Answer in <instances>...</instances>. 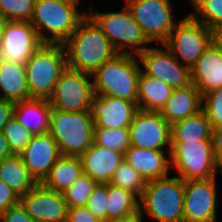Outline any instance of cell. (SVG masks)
I'll return each mask as SVG.
<instances>
[{"label":"cell","mask_w":222,"mask_h":222,"mask_svg":"<svg viewBox=\"0 0 222 222\" xmlns=\"http://www.w3.org/2000/svg\"><path fill=\"white\" fill-rule=\"evenodd\" d=\"M63 45L67 67L89 75L118 54L108 37L88 14Z\"/></svg>","instance_id":"1"},{"label":"cell","mask_w":222,"mask_h":222,"mask_svg":"<svg viewBox=\"0 0 222 222\" xmlns=\"http://www.w3.org/2000/svg\"><path fill=\"white\" fill-rule=\"evenodd\" d=\"M79 3L80 0H36L30 23L39 40L63 44L87 15L78 10Z\"/></svg>","instance_id":"2"},{"label":"cell","mask_w":222,"mask_h":222,"mask_svg":"<svg viewBox=\"0 0 222 222\" xmlns=\"http://www.w3.org/2000/svg\"><path fill=\"white\" fill-rule=\"evenodd\" d=\"M168 176L146 181L139 213L154 222H184V180Z\"/></svg>","instance_id":"3"},{"label":"cell","mask_w":222,"mask_h":222,"mask_svg":"<svg viewBox=\"0 0 222 222\" xmlns=\"http://www.w3.org/2000/svg\"><path fill=\"white\" fill-rule=\"evenodd\" d=\"M136 58L138 56L117 54L101 65L91 75L94 95L122 98L137 104L138 80L142 67Z\"/></svg>","instance_id":"4"},{"label":"cell","mask_w":222,"mask_h":222,"mask_svg":"<svg viewBox=\"0 0 222 222\" xmlns=\"http://www.w3.org/2000/svg\"><path fill=\"white\" fill-rule=\"evenodd\" d=\"M94 128L90 111L51 110L49 134L62 156L80 157L94 143Z\"/></svg>","instance_id":"5"},{"label":"cell","mask_w":222,"mask_h":222,"mask_svg":"<svg viewBox=\"0 0 222 222\" xmlns=\"http://www.w3.org/2000/svg\"><path fill=\"white\" fill-rule=\"evenodd\" d=\"M66 67L64 45L42 43L25 63L30 98L49 99Z\"/></svg>","instance_id":"6"},{"label":"cell","mask_w":222,"mask_h":222,"mask_svg":"<svg viewBox=\"0 0 222 222\" xmlns=\"http://www.w3.org/2000/svg\"><path fill=\"white\" fill-rule=\"evenodd\" d=\"M87 14L108 37L118 54L138 56L148 48L150 42L142 33L126 5L120 12L99 13L96 11L94 13L93 8H90ZM128 47L131 49L127 50Z\"/></svg>","instance_id":"7"},{"label":"cell","mask_w":222,"mask_h":222,"mask_svg":"<svg viewBox=\"0 0 222 222\" xmlns=\"http://www.w3.org/2000/svg\"><path fill=\"white\" fill-rule=\"evenodd\" d=\"M170 168L183 180L217 177V162L212 141L171 143Z\"/></svg>","instance_id":"8"},{"label":"cell","mask_w":222,"mask_h":222,"mask_svg":"<svg viewBox=\"0 0 222 222\" xmlns=\"http://www.w3.org/2000/svg\"><path fill=\"white\" fill-rule=\"evenodd\" d=\"M212 42V30L191 14L182 18L162 44L182 65L191 67Z\"/></svg>","instance_id":"9"},{"label":"cell","mask_w":222,"mask_h":222,"mask_svg":"<svg viewBox=\"0 0 222 222\" xmlns=\"http://www.w3.org/2000/svg\"><path fill=\"white\" fill-rule=\"evenodd\" d=\"M92 76L66 67L55 84L52 96L48 99L51 108L61 111H90L91 100L95 96Z\"/></svg>","instance_id":"10"},{"label":"cell","mask_w":222,"mask_h":222,"mask_svg":"<svg viewBox=\"0 0 222 222\" xmlns=\"http://www.w3.org/2000/svg\"><path fill=\"white\" fill-rule=\"evenodd\" d=\"M170 0H126V6L149 42L162 45L177 24Z\"/></svg>","instance_id":"11"},{"label":"cell","mask_w":222,"mask_h":222,"mask_svg":"<svg viewBox=\"0 0 222 222\" xmlns=\"http://www.w3.org/2000/svg\"><path fill=\"white\" fill-rule=\"evenodd\" d=\"M217 177L184 180V222H217Z\"/></svg>","instance_id":"12"},{"label":"cell","mask_w":222,"mask_h":222,"mask_svg":"<svg viewBox=\"0 0 222 222\" xmlns=\"http://www.w3.org/2000/svg\"><path fill=\"white\" fill-rule=\"evenodd\" d=\"M142 71L156 79H161L173 89L191 84L190 68L182 65L163 45L148 47L138 55Z\"/></svg>","instance_id":"13"},{"label":"cell","mask_w":222,"mask_h":222,"mask_svg":"<svg viewBox=\"0 0 222 222\" xmlns=\"http://www.w3.org/2000/svg\"><path fill=\"white\" fill-rule=\"evenodd\" d=\"M170 131L171 125L160 112L138 110L129 126L130 143L144 149H167L170 155Z\"/></svg>","instance_id":"14"},{"label":"cell","mask_w":222,"mask_h":222,"mask_svg":"<svg viewBox=\"0 0 222 222\" xmlns=\"http://www.w3.org/2000/svg\"><path fill=\"white\" fill-rule=\"evenodd\" d=\"M41 44L30 22L4 20L0 39V60L25 64Z\"/></svg>","instance_id":"15"},{"label":"cell","mask_w":222,"mask_h":222,"mask_svg":"<svg viewBox=\"0 0 222 222\" xmlns=\"http://www.w3.org/2000/svg\"><path fill=\"white\" fill-rule=\"evenodd\" d=\"M19 203L36 222H66L68 205L63 193L42 183L19 197Z\"/></svg>","instance_id":"16"},{"label":"cell","mask_w":222,"mask_h":222,"mask_svg":"<svg viewBox=\"0 0 222 222\" xmlns=\"http://www.w3.org/2000/svg\"><path fill=\"white\" fill-rule=\"evenodd\" d=\"M138 105L126 99L95 95L90 114L94 126L99 128H129L138 111Z\"/></svg>","instance_id":"17"},{"label":"cell","mask_w":222,"mask_h":222,"mask_svg":"<svg viewBox=\"0 0 222 222\" xmlns=\"http://www.w3.org/2000/svg\"><path fill=\"white\" fill-rule=\"evenodd\" d=\"M20 155L30 175L37 183H42L61 152L54 138L46 133L34 135Z\"/></svg>","instance_id":"18"},{"label":"cell","mask_w":222,"mask_h":222,"mask_svg":"<svg viewBox=\"0 0 222 222\" xmlns=\"http://www.w3.org/2000/svg\"><path fill=\"white\" fill-rule=\"evenodd\" d=\"M83 174L97 183L106 184L124 160V153L92 144L80 157Z\"/></svg>","instance_id":"19"},{"label":"cell","mask_w":222,"mask_h":222,"mask_svg":"<svg viewBox=\"0 0 222 222\" xmlns=\"http://www.w3.org/2000/svg\"><path fill=\"white\" fill-rule=\"evenodd\" d=\"M191 82L201 96L222 88V52L212 41L190 69Z\"/></svg>","instance_id":"20"},{"label":"cell","mask_w":222,"mask_h":222,"mask_svg":"<svg viewBox=\"0 0 222 222\" xmlns=\"http://www.w3.org/2000/svg\"><path fill=\"white\" fill-rule=\"evenodd\" d=\"M165 153H167L165 150L144 149L130 145L124 152V160L149 181L169 175L170 157Z\"/></svg>","instance_id":"21"},{"label":"cell","mask_w":222,"mask_h":222,"mask_svg":"<svg viewBox=\"0 0 222 222\" xmlns=\"http://www.w3.org/2000/svg\"><path fill=\"white\" fill-rule=\"evenodd\" d=\"M202 110V96L192 83L188 86L176 88L166 101L160 114L171 125L174 122L193 116Z\"/></svg>","instance_id":"22"},{"label":"cell","mask_w":222,"mask_h":222,"mask_svg":"<svg viewBox=\"0 0 222 222\" xmlns=\"http://www.w3.org/2000/svg\"><path fill=\"white\" fill-rule=\"evenodd\" d=\"M51 105L48 99L29 98L15 102L14 117L33 135L49 133Z\"/></svg>","instance_id":"23"},{"label":"cell","mask_w":222,"mask_h":222,"mask_svg":"<svg viewBox=\"0 0 222 222\" xmlns=\"http://www.w3.org/2000/svg\"><path fill=\"white\" fill-rule=\"evenodd\" d=\"M0 90L1 99L14 103L30 98L24 63L0 60Z\"/></svg>","instance_id":"24"},{"label":"cell","mask_w":222,"mask_h":222,"mask_svg":"<svg viewBox=\"0 0 222 222\" xmlns=\"http://www.w3.org/2000/svg\"><path fill=\"white\" fill-rule=\"evenodd\" d=\"M173 88L161 79L152 78L142 70L138 80V109L160 112L171 97Z\"/></svg>","instance_id":"25"},{"label":"cell","mask_w":222,"mask_h":222,"mask_svg":"<svg viewBox=\"0 0 222 222\" xmlns=\"http://www.w3.org/2000/svg\"><path fill=\"white\" fill-rule=\"evenodd\" d=\"M212 126L203 110L171 124V143L212 141Z\"/></svg>","instance_id":"26"},{"label":"cell","mask_w":222,"mask_h":222,"mask_svg":"<svg viewBox=\"0 0 222 222\" xmlns=\"http://www.w3.org/2000/svg\"><path fill=\"white\" fill-rule=\"evenodd\" d=\"M0 180L19 197L38 184L30 175L21 155L15 153L0 161Z\"/></svg>","instance_id":"27"},{"label":"cell","mask_w":222,"mask_h":222,"mask_svg":"<svg viewBox=\"0 0 222 222\" xmlns=\"http://www.w3.org/2000/svg\"><path fill=\"white\" fill-rule=\"evenodd\" d=\"M81 175H83V167L80 158L61 155L53 164L42 184L46 188L63 193Z\"/></svg>","instance_id":"28"},{"label":"cell","mask_w":222,"mask_h":222,"mask_svg":"<svg viewBox=\"0 0 222 222\" xmlns=\"http://www.w3.org/2000/svg\"><path fill=\"white\" fill-rule=\"evenodd\" d=\"M107 221L139 212V198L131 191L107 183Z\"/></svg>","instance_id":"29"},{"label":"cell","mask_w":222,"mask_h":222,"mask_svg":"<svg viewBox=\"0 0 222 222\" xmlns=\"http://www.w3.org/2000/svg\"><path fill=\"white\" fill-rule=\"evenodd\" d=\"M110 184L131 191L138 198L141 197L146 180L125 160L115 170Z\"/></svg>","instance_id":"30"},{"label":"cell","mask_w":222,"mask_h":222,"mask_svg":"<svg viewBox=\"0 0 222 222\" xmlns=\"http://www.w3.org/2000/svg\"><path fill=\"white\" fill-rule=\"evenodd\" d=\"M94 144L125 152L131 145L129 128H94Z\"/></svg>","instance_id":"31"},{"label":"cell","mask_w":222,"mask_h":222,"mask_svg":"<svg viewBox=\"0 0 222 222\" xmlns=\"http://www.w3.org/2000/svg\"><path fill=\"white\" fill-rule=\"evenodd\" d=\"M98 183L89 176L83 174L63 192L68 207L85 206Z\"/></svg>","instance_id":"32"},{"label":"cell","mask_w":222,"mask_h":222,"mask_svg":"<svg viewBox=\"0 0 222 222\" xmlns=\"http://www.w3.org/2000/svg\"><path fill=\"white\" fill-rule=\"evenodd\" d=\"M36 0H0V17L8 21L30 22Z\"/></svg>","instance_id":"33"},{"label":"cell","mask_w":222,"mask_h":222,"mask_svg":"<svg viewBox=\"0 0 222 222\" xmlns=\"http://www.w3.org/2000/svg\"><path fill=\"white\" fill-rule=\"evenodd\" d=\"M191 15L212 31L222 27V0H205Z\"/></svg>","instance_id":"34"},{"label":"cell","mask_w":222,"mask_h":222,"mask_svg":"<svg viewBox=\"0 0 222 222\" xmlns=\"http://www.w3.org/2000/svg\"><path fill=\"white\" fill-rule=\"evenodd\" d=\"M3 133L9 143L11 151L15 154H20L34 136L20 124L15 117L4 125Z\"/></svg>","instance_id":"35"},{"label":"cell","mask_w":222,"mask_h":222,"mask_svg":"<svg viewBox=\"0 0 222 222\" xmlns=\"http://www.w3.org/2000/svg\"><path fill=\"white\" fill-rule=\"evenodd\" d=\"M202 110L211 122L212 128L222 126V88L202 96Z\"/></svg>","instance_id":"36"},{"label":"cell","mask_w":222,"mask_h":222,"mask_svg":"<svg viewBox=\"0 0 222 222\" xmlns=\"http://www.w3.org/2000/svg\"><path fill=\"white\" fill-rule=\"evenodd\" d=\"M85 207L100 221L107 222V183H98Z\"/></svg>","instance_id":"37"},{"label":"cell","mask_w":222,"mask_h":222,"mask_svg":"<svg viewBox=\"0 0 222 222\" xmlns=\"http://www.w3.org/2000/svg\"><path fill=\"white\" fill-rule=\"evenodd\" d=\"M0 222H36L20 203L8 208L0 214Z\"/></svg>","instance_id":"38"},{"label":"cell","mask_w":222,"mask_h":222,"mask_svg":"<svg viewBox=\"0 0 222 222\" xmlns=\"http://www.w3.org/2000/svg\"><path fill=\"white\" fill-rule=\"evenodd\" d=\"M66 222H102L97 219L85 206L68 207Z\"/></svg>","instance_id":"39"},{"label":"cell","mask_w":222,"mask_h":222,"mask_svg":"<svg viewBox=\"0 0 222 222\" xmlns=\"http://www.w3.org/2000/svg\"><path fill=\"white\" fill-rule=\"evenodd\" d=\"M19 203V196L0 180V214Z\"/></svg>","instance_id":"40"},{"label":"cell","mask_w":222,"mask_h":222,"mask_svg":"<svg viewBox=\"0 0 222 222\" xmlns=\"http://www.w3.org/2000/svg\"><path fill=\"white\" fill-rule=\"evenodd\" d=\"M212 144L214 149V156L217 162V168L222 170V126L213 128Z\"/></svg>","instance_id":"41"},{"label":"cell","mask_w":222,"mask_h":222,"mask_svg":"<svg viewBox=\"0 0 222 222\" xmlns=\"http://www.w3.org/2000/svg\"><path fill=\"white\" fill-rule=\"evenodd\" d=\"M15 103L0 98V132L4 125L14 117Z\"/></svg>","instance_id":"42"},{"label":"cell","mask_w":222,"mask_h":222,"mask_svg":"<svg viewBox=\"0 0 222 222\" xmlns=\"http://www.w3.org/2000/svg\"><path fill=\"white\" fill-rule=\"evenodd\" d=\"M12 154L14 153L11 151V148L4 133L0 132V161Z\"/></svg>","instance_id":"43"},{"label":"cell","mask_w":222,"mask_h":222,"mask_svg":"<svg viewBox=\"0 0 222 222\" xmlns=\"http://www.w3.org/2000/svg\"><path fill=\"white\" fill-rule=\"evenodd\" d=\"M142 220H143V217L138 212V213L129 215L127 217L114 219V220H110V221H107V222H142Z\"/></svg>","instance_id":"44"},{"label":"cell","mask_w":222,"mask_h":222,"mask_svg":"<svg viewBox=\"0 0 222 222\" xmlns=\"http://www.w3.org/2000/svg\"><path fill=\"white\" fill-rule=\"evenodd\" d=\"M212 41L222 52V27L212 31Z\"/></svg>","instance_id":"45"},{"label":"cell","mask_w":222,"mask_h":222,"mask_svg":"<svg viewBox=\"0 0 222 222\" xmlns=\"http://www.w3.org/2000/svg\"><path fill=\"white\" fill-rule=\"evenodd\" d=\"M189 1H191L190 3L193 6V9L195 10L205 0H189Z\"/></svg>","instance_id":"46"},{"label":"cell","mask_w":222,"mask_h":222,"mask_svg":"<svg viewBox=\"0 0 222 222\" xmlns=\"http://www.w3.org/2000/svg\"><path fill=\"white\" fill-rule=\"evenodd\" d=\"M3 22H4V20L0 17V39H1V30L3 27Z\"/></svg>","instance_id":"47"}]
</instances>
